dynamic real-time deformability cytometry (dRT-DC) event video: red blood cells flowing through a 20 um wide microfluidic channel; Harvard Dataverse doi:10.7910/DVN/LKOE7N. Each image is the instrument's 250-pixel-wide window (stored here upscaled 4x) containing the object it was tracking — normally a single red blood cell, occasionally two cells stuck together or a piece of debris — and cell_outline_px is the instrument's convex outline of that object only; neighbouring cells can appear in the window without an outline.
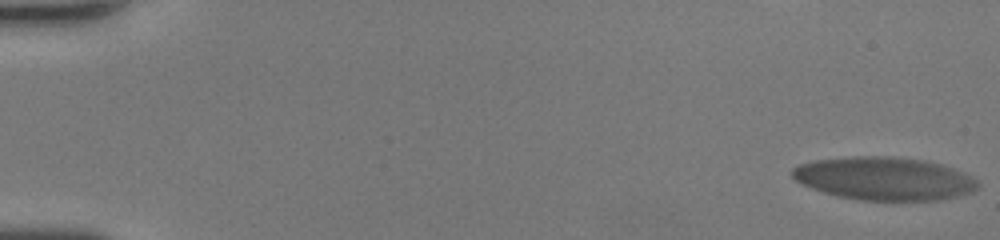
{"species": "human", "species_latin": "Homo sapiens", "temperature_condition": "room temperature", "stored_images_in_passage": 54, "camera_frame_rate_fps": 3000, "um_per_image_px": 0.085, "donor": {"sex": "female"}, "frame": {"image": 1, "passage_image": 1, "time_ms": 0.0, "image_size_px": [1000, 240], "cell_outline_px": [[980, 184], [972, 192], [940, 200], [856, 200], [836, 196], [812, 188], [796, 180], [792, 176], [792, 168], [800, 164], [816, 160], [852, 156], [892, 156], [924, 160], [940, 164], [952, 168], [972, 176]], "centroid_in_image_um": [75.16, 15.18], "position_along_channel_um": 9.8, "area_um2": 46.47}}
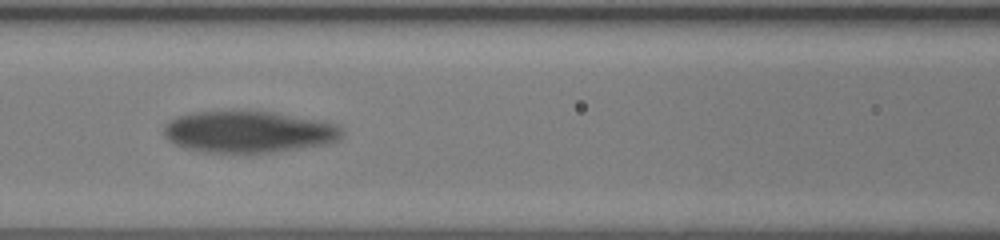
{"frame": {"image": 2, "passage_image": 26, "time_ms": 8.333, "image_size_px": [1000, 240], "cell_outline_px": [[344, 136], [340, 140], [324, 144], [300, 148], [272, 152], [208, 152], [184, 148], [168, 140], [164, 136], [164, 124], [176, 116], [192, 112], [272, 112], [320, 120], [340, 124], [344, 132]], "centroid_in_image_um": [21.16, 11.21], "position_along_channel_um": 145.4, "area_um2": 43.12}}
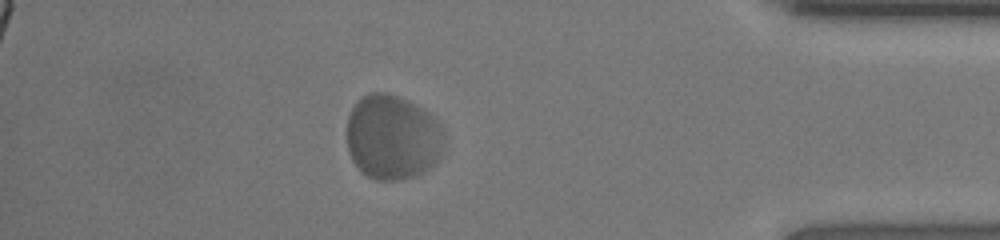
{"frame": {"image": 3, "passage_image": 48, "time_ms": 15.667, "image_size_px": [1000, 240], "cell_outline_px": [[444, 148], [440, 156], [424, 172], [400, 180], [376, 180], [360, 172], [352, 160], [348, 152], [348, 116], [352, 108], [368, 92], [388, 92], [400, 96], [408, 100], [428, 112], [440, 124], [444, 132]], "centroid_in_image_um": [33.37, 11.66], "position_along_channel_um": 401.8, "area_um2": 48.38}, "authors_computed_cell_mechanics": {"area_um2": 45.084, "velocity_mm_per_s": 3.925, "shape_relaxation_time_tau1_ms": 4.8552, "shape_relaxation_time_tau2_ms": null, "deformation_change_tau1": 0.2357, "deformation_change_tau2": null}}